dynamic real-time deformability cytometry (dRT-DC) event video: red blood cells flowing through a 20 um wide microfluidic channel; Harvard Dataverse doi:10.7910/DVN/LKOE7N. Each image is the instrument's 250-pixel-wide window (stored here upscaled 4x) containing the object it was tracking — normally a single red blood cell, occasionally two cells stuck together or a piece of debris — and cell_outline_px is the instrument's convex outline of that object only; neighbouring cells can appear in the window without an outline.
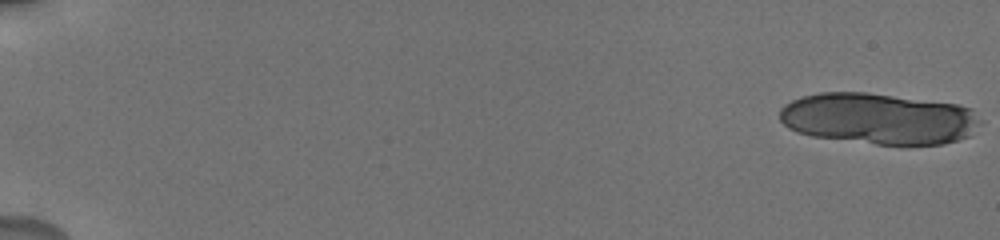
{"species": "human", "species_latin": "Homo sapiens", "temperature_condition": "cold", "stored_images_in_passage": 19, "camera_frame_rate_fps": 3000, "um_per_image_px": 0.085, "donor": {"sex": "male"}, "frame": {"image": 1, "passage_image": 1, "time_ms": 0.0, "image_size_px": [1000, 240], "cell_outline_px": [[980, 124], [968, 136], [944, 144], [904, 148], [812, 136], [796, 132], [788, 128], [780, 120], [780, 108], [784, 104], [792, 100], [804, 96], [820, 92], [868, 92], [956, 104], [972, 108], [980, 120]], "centroid_in_image_um": [74.7, 10.11], "position_along_channel_um": 10.3, "area_um2": 60.92}}